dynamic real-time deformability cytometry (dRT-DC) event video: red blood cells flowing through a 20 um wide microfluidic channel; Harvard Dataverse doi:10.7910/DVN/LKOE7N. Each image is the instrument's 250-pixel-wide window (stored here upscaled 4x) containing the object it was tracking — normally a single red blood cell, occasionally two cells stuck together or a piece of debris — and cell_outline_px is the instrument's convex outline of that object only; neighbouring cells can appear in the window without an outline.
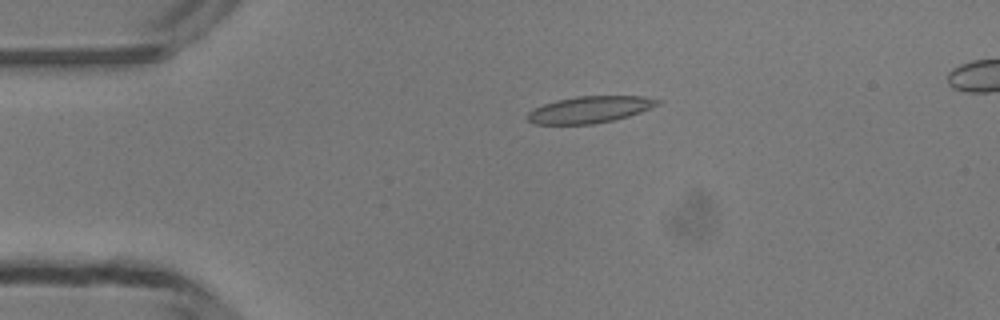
{"species": "common noctule bat (a hibernating species)", "species_latin": "Nyctalus noctula", "temperature_condition": "room temperature", "stored_images_in_passage": 41, "segment_of_instrument_passage": [1, 2], "camera_frame_rate_fps": 3000, "um_per_image_px": 0.085, "animal": {"sex": "male", "body_mass_g": 13.3}, "frame": {"image": 1, "passage_image": 1, "time_ms": 0.0, "image_size_px": [1000, 320], "cell_outline_px": [[664, 100], [660, 104], [640, 112], [628, 116], [612, 120], [592, 124], [536, 124], [528, 120], [528, 112], [544, 104], [556, 100], [576, 96], [644, 96]], "centroid_in_image_um": [50.18, 9.3], "position_along_channel_um": 34.8, "area_um2": 20.11}}
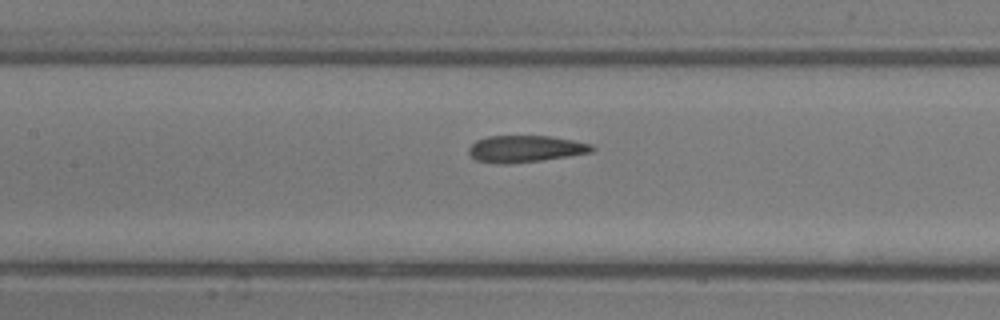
{"frame": {"image": 2, "passage_image": 13, "time_ms": 4.0, "image_size_px": [1000, 320], "cell_outline_px": [[596, 148], [592, 152], [568, 156], [540, 160], [508, 164], [500, 164], [476, 160], [468, 152], [468, 148], [476, 140], [488, 136], [548, 136], [572, 140], [592, 144]], "centroid_in_image_um": [44.65, 12.65], "position_along_channel_um": 162.8, "area_um2": 19.13}}
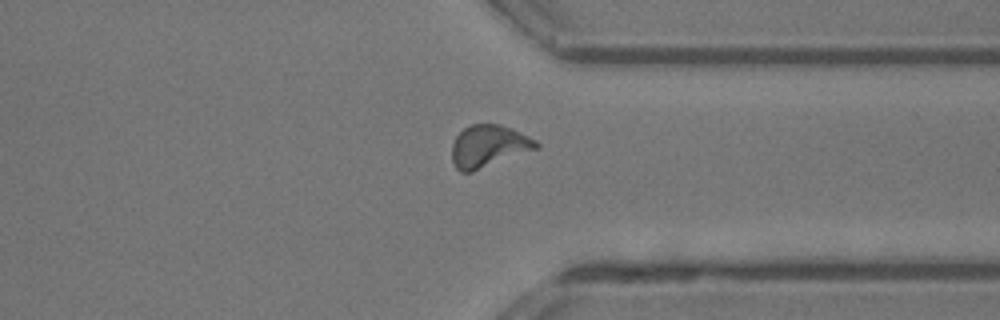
{"frame": {"image": 3, "passage_image": 28, "time_ms": 9.0, "image_size_px": [1000, 320], "cell_outline_px": [[540, 148], [472, 172], [460, 172], [456, 168], [452, 160], [452, 144], [456, 136], [464, 128], [472, 124], [500, 124], [512, 128], [536, 140], [540, 144]], "centroid_in_image_um": [41.55, 12.43], "position_along_channel_um": 369.9, "area_um2": 20.87}}